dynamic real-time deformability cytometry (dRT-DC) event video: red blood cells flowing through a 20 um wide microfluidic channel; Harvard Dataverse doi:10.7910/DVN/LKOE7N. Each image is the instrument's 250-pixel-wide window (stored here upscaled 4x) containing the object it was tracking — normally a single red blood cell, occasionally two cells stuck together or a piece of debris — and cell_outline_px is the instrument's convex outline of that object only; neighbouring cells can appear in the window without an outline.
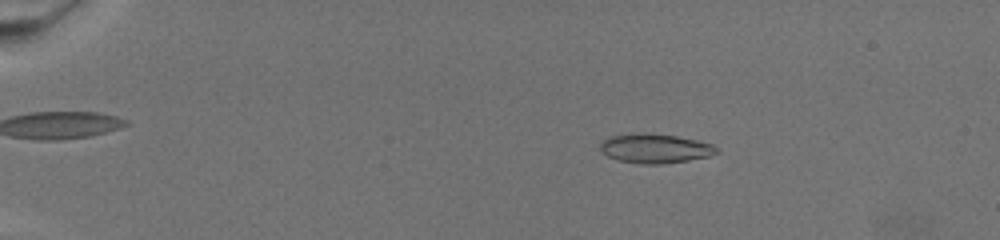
{"species": "common noctule bat (a hibernating species)", "species_latin": "Nyctalus noctula", "temperature_condition": "warm", "stored_images_in_passage": 63, "camera_frame_rate_fps": 3000, "um_per_image_px": 0.085, "animal": {"sex": "female", "body_mass_g": 19.5, "forearm_length_mm": 54.1}, "frame": {"image": 1, "passage_image": 5, "time_ms": 1.333, "image_size_px": [1000, 240], "cell_outline_px": [[720, 152], [708, 156], [688, 160], [660, 164], [640, 164], [620, 160], [608, 156], [600, 148], [600, 144], [604, 140], [612, 136], [676, 136], [696, 140], [712, 144]], "centroid_in_image_um": [55.74, 12.67], "position_along_channel_um": 29.3, "area_um2": 18.67}}
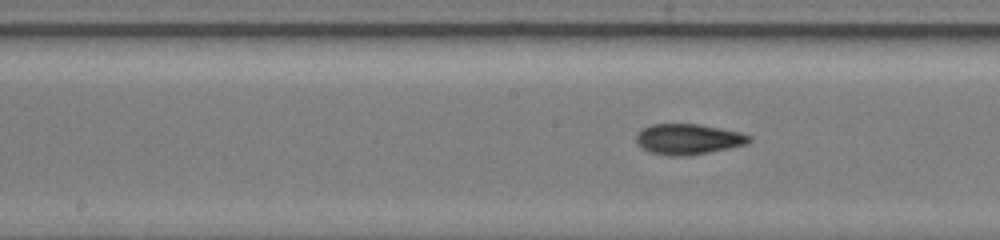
{"frame": {"image": 2, "passage_image": 31, "time_ms": 10.0, "image_size_px": [1000, 240], "cell_outline_px": [[752, 140], [748, 144], [688, 156], [668, 156], [648, 152], [640, 148], [636, 144], [636, 132], [640, 128], [652, 124], [700, 124], [740, 132], [752, 136]], "centroid_in_image_um": [58.45, 11.83], "position_along_channel_um": 189.8, "area_um2": 20.52}}
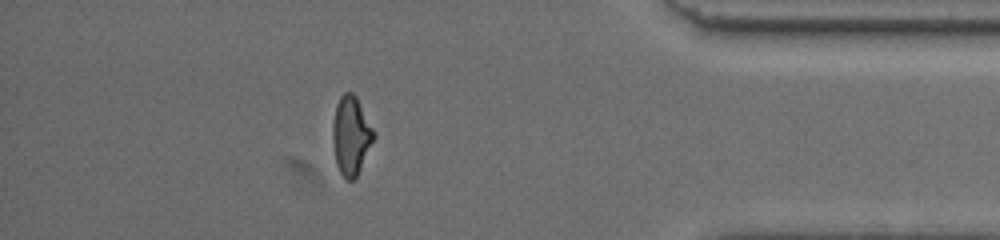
{"frame": {"image": 3, "passage_image": 55, "time_ms": 18.0, "image_size_px": [1000, 240], "cell_outline_px": [[376, 136], [356, 176], [352, 180], [344, 180], [336, 164], [332, 140], [332, 124], [336, 104], [340, 96], [344, 92], [352, 92], [356, 96]], "centroid_in_image_um": [29.81, 11.52], "position_along_channel_um": 405.4, "area_um2": 18.73}}